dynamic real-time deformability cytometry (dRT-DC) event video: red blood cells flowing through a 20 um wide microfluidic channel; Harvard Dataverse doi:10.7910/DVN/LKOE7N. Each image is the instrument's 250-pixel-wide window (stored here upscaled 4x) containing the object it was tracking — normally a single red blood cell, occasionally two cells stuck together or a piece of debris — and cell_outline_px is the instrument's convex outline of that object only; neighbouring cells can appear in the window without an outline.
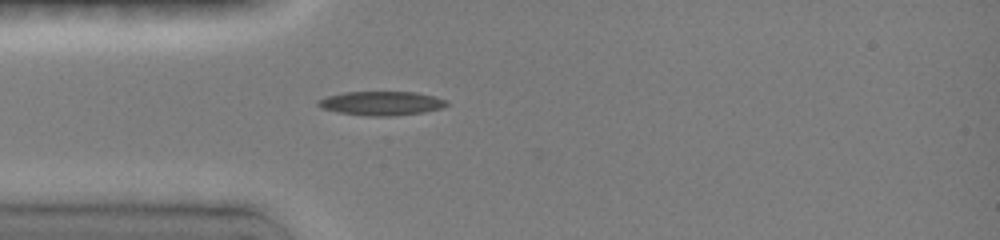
{"species": "common noctule bat (a hibernating species)", "species_latin": "Nyctalus noctula", "temperature_condition": "room temperature", "stored_images_in_passage": 26, "camera_frame_rate_fps": 3000, "um_per_image_px": 0.085, "animal": {"sex": "female", "body_mass_g": 19.0, "forearm_length_mm": 51.5}, "frame": {"image": 1, "passage_image": 1, "time_ms": 0.0, "image_size_px": [1000, 240], "cell_outline_px": [[448, 104], [444, 108], [424, 112], [392, 116], [368, 116], [336, 112], [320, 108], [316, 104], [316, 100], [328, 96], [344, 92], [416, 92], [448, 100]], "centroid_in_image_um": [32.4, 8.78], "position_along_channel_um": 52.6, "area_um2": 18.15}}
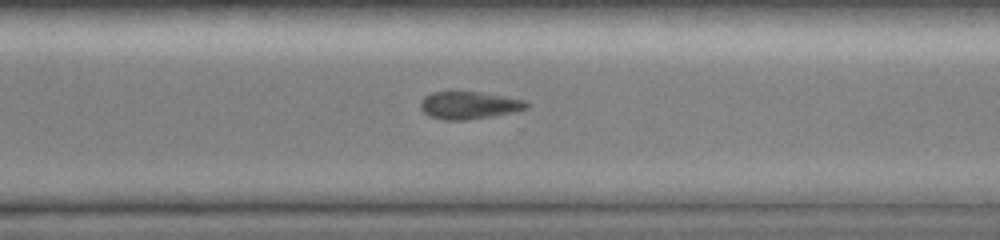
{"frame": {"image": 2, "passage_image": 19, "time_ms": 7.0, "image_size_px": [1000, 240], "cell_outline_px": [[528, 108], [512, 112], [492, 116], [468, 120], [444, 120], [428, 116], [420, 108], [420, 100], [424, 96], [432, 92], [480, 92], [524, 100], [528, 104]], "centroid_in_image_um": [39.81, 8.95], "position_along_channel_um": 330.8, "area_um2": 16.94}}
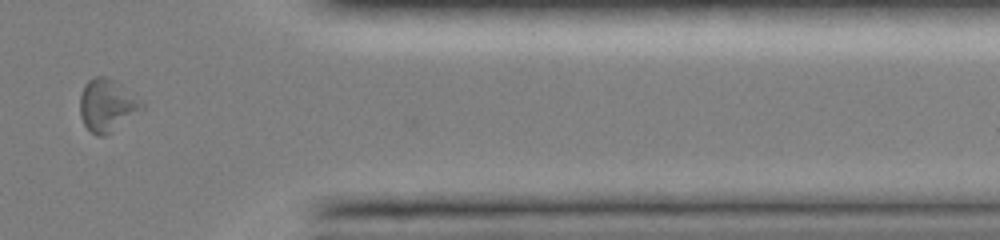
{"frame": {"image": 3, "passage_image": 24, "time_ms": 9.0, "image_size_px": [1000, 240], "cell_outline_px": [[144, 108], [104, 136], [96, 136], [84, 124], [80, 116], [80, 96], [84, 84], [88, 80], [96, 76], [104, 76], [116, 80], [140, 100], [144, 104]], "centroid_in_image_um": [9.07, 8.92], "position_along_channel_um": 402.3, "area_um2": 18.67}, "authors_computed_cell_mechanics": {"area_um2": 17.5134, "velocity_mm_per_s": 4.0245, "shape_relaxation_time_tau1_ms": 10.2457, "shape_relaxation_time_tau2_ms": null, "deformation_change_tau1": 0.1579, "deformation_change_tau2": null}}